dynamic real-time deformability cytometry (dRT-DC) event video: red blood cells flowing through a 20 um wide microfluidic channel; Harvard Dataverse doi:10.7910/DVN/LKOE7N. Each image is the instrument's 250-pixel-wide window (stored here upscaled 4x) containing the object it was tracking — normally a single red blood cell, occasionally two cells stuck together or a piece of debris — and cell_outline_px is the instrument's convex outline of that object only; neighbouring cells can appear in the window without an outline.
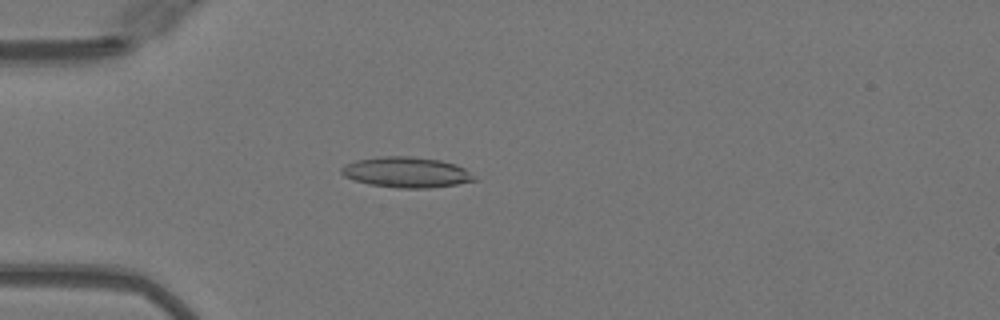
{"species": "Egyptian fruit bat (a non-hibernating species)", "species_latin": "Rousettus aegyptiacus", "temperature_condition": "warm", "stored_images_in_passage": 49, "camera_frame_rate_fps": 3000, "um_per_image_px": 0.085, "animal": {"sex": "female"}, "frame": {"image": 1, "passage_image": 13, "time_ms": 4.0, "image_size_px": [1000, 320], "cell_outline_px": [[476, 180], [456, 184], [428, 188], [400, 188], [368, 184], [352, 180], [344, 176], [340, 172], [340, 168], [344, 164], [356, 160], [384, 156], [412, 156], [440, 160], [456, 164], [464, 168], [476, 176]], "centroid_in_image_um": [34.52, 14.64], "position_along_channel_um": 50.5, "area_um2": 23.76}}
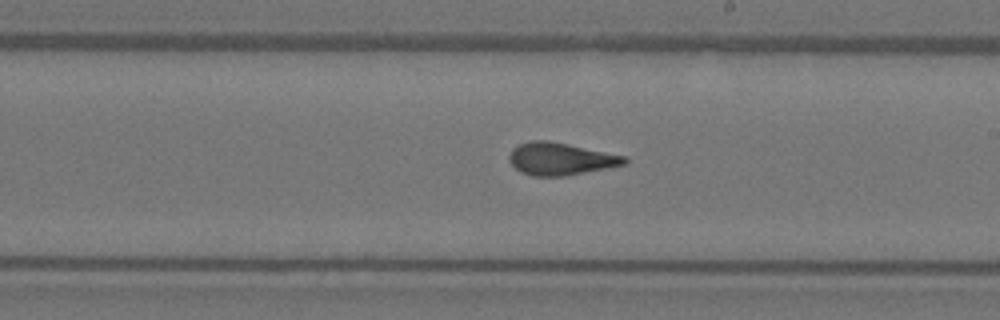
{"frame": {"image": 2, "passage_image": 28, "time_ms": 9.0, "image_size_px": [1000, 320], "cell_outline_px": [[628, 164], [564, 176], [532, 176], [520, 172], [508, 160], [508, 156], [512, 148], [520, 144], [532, 140], [548, 140], [568, 144], [624, 156], [628, 160]], "centroid_in_image_um": [47.61, 13.51], "position_along_channel_um": 241.4, "area_um2": 21.68}}
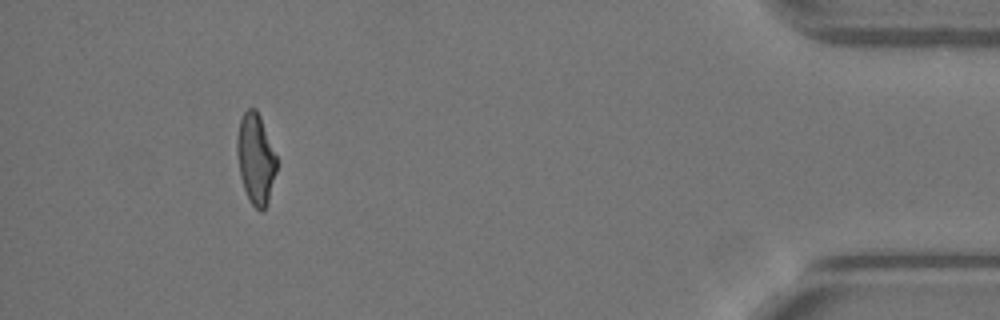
{"frame": {"image": 3, "passage_image": 45, "time_ms": 14.667, "image_size_px": [1000, 320], "cell_outline_px": [[276, 172], [268, 204], [260, 212], [248, 200], [240, 176], [236, 152], [236, 140], [240, 120], [244, 112], [248, 108], [256, 108], [260, 116], [276, 156]], "centroid_in_image_um": [21.72, 13.51], "position_along_channel_um": 413.5, "area_um2": 20.87}, "authors_computed_cell_mechanics": {"area_um2": 21.675, "velocity_mm_per_s": 4.0807, "shape_relaxation_time_tau1_ms": 9.1139, "shape_relaxation_time_tau2_ms": 1.4314, "deformation_change_tau1": 0.2896, "deformation_change_tau2": 0.0868}}